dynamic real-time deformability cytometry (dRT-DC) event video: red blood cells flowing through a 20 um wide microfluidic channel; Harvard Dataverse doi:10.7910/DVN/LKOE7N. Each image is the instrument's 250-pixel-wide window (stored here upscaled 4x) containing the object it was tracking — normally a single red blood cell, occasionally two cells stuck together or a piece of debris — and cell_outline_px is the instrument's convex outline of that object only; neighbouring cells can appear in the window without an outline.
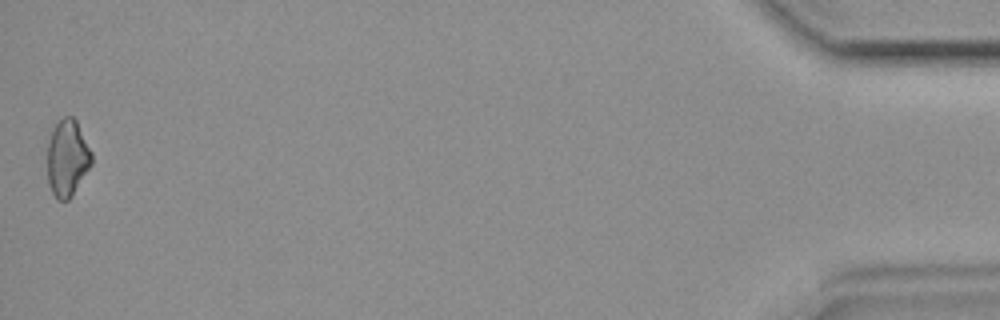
{"species": "common noctule bat (a hibernating species)", "species_latin": "Nyctalus noctula", "temperature_condition": "room temperature", "stored_images_in_passage": 33, "camera_frame_rate_fps": 3000, "um_per_image_px": 0.085, "animal": {"sex": "female", "body_mass_g": 19.9}, "frame": {"image": 1, "passage_image": 33, "time_ms": 10.667, "image_size_px": [1000, 320], "cell_outline_px": [[92, 164], [68, 200], [56, 200], [48, 184], [48, 144], [52, 132], [56, 124], [64, 116], [72, 116], [76, 120], [92, 152]], "centroid_in_image_um": [5.73, 13.44], "position_along_channel_um": 429.5, "area_um2": 19.54}}